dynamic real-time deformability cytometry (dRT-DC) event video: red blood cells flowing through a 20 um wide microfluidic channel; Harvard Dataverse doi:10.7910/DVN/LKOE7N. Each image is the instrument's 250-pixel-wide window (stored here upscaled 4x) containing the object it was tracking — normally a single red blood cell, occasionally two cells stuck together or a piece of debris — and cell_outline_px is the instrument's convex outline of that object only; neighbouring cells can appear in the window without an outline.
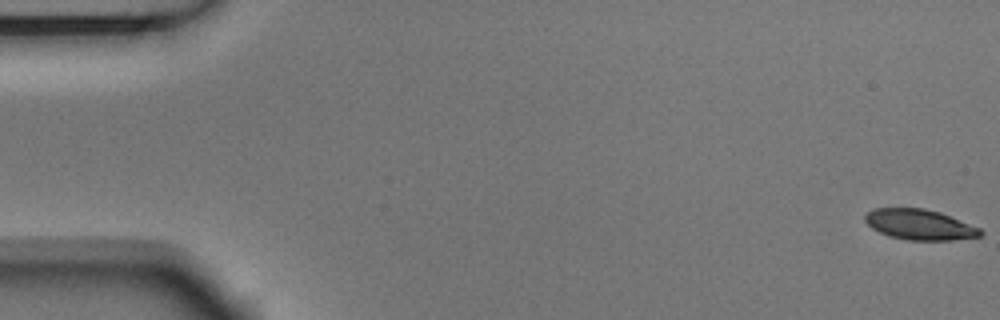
{"species": "Egyptian fruit bat (a non-hibernating species)", "species_latin": "Rousettus aegyptiacus", "temperature_condition": "room temperature", "stored_images_in_passage": 55, "camera_frame_rate_fps": 3000, "um_per_image_px": 0.085, "animal": {"sex": "male"}, "frame": {"image": 1, "passage_image": 1, "time_ms": 0.0, "image_size_px": [1000, 320], "cell_outline_px": [[984, 232], [980, 236], [952, 240], [908, 240], [892, 236], [880, 232], [872, 228], [864, 220], [864, 216], [868, 212], [876, 208], [924, 208], [940, 212], [980, 228]], "centroid_in_image_um": [78.18, 19.08], "position_along_channel_um": 6.8, "area_um2": 20.29}}
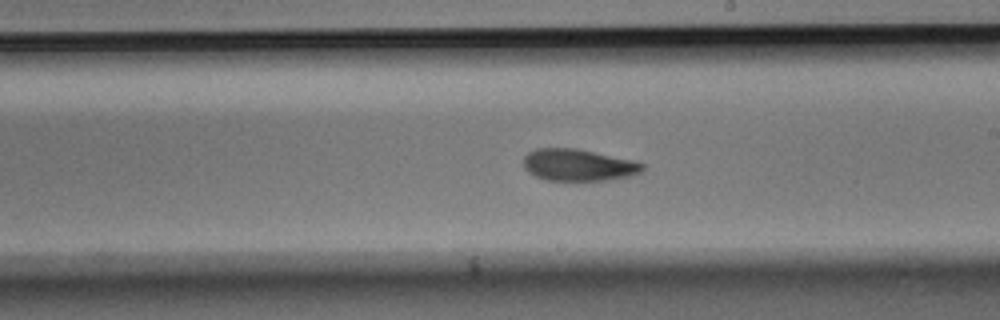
{"frame": {"image": 2, "passage_image": 32, "time_ms": 10.333, "image_size_px": [1000, 320], "cell_outline_px": [[644, 168], [640, 172], [632, 176], [604, 180], [544, 180], [528, 172], [524, 168], [524, 156], [528, 152], [536, 148], [576, 148], [632, 160], [644, 164]], "centroid_in_image_um": [49.13, 14.02], "position_along_channel_um": 239.9, "area_um2": 22.02}}
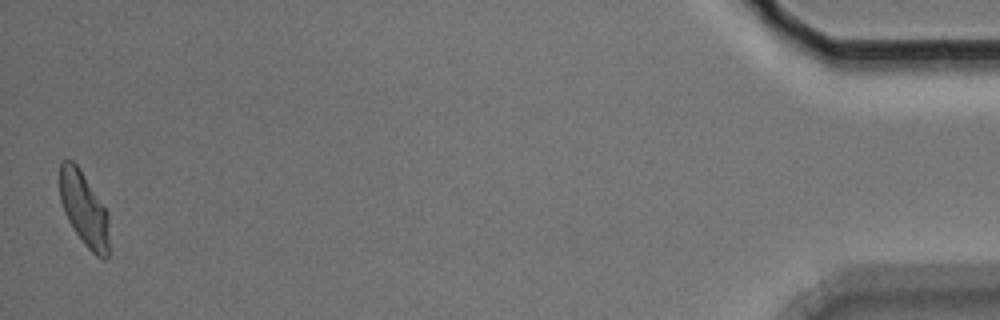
{"frame": {"image": 3, "passage_image": 55, "time_ms": 18.0, "image_size_px": [1000, 320], "cell_outline_px": [[108, 256], [104, 260], [96, 256], [84, 244], [68, 220], [64, 212], [60, 200], [60, 164], [64, 160], [72, 160], [80, 168], [108, 212]], "centroid_in_image_um": [7.14, 17.76], "position_along_channel_um": 428.1, "area_um2": 21.21}, "authors_computed_cell_mechanics": {"area_um2": 21.964, "velocity_mm_per_s": 3.6492, "shape_relaxation_time_tau1_ms": 4.3427, "shape_relaxation_time_tau2_ms": 3.7664, "deformation_change_tau1": 0.1414, "deformation_change_tau2": 0.096}}